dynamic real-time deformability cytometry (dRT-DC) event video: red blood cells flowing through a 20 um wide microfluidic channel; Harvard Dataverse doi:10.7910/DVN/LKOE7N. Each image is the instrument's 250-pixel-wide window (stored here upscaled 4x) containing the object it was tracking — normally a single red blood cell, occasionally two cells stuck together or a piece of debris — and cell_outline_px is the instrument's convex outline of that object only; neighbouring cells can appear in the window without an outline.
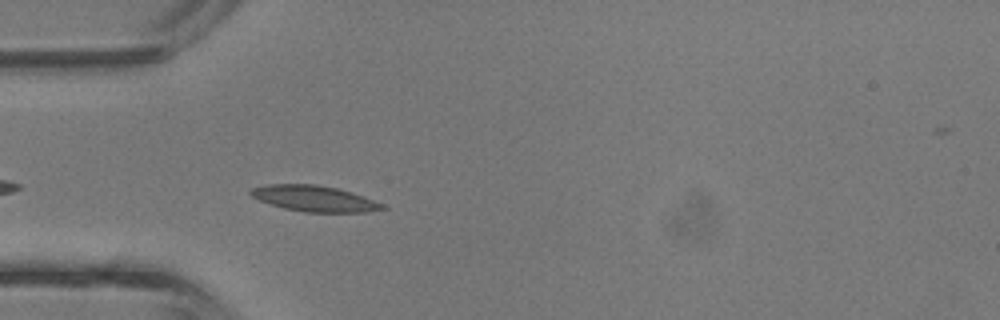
{"species": "common noctule bat (a hibernating species)", "species_latin": "Nyctalus noctula", "temperature_condition": "room temperature", "stored_images_in_passage": 32, "camera_frame_rate_fps": 3000, "um_per_image_px": 0.085, "animal": {"sex": "male", "body_mass_g": 13.3}, "frame": {"image": 1, "passage_image": 3, "time_ms": 0.667, "image_size_px": [1000, 320], "cell_outline_px": [[388, 208], [368, 212], [304, 212], [284, 208], [260, 200], [252, 196], [248, 192], [252, 188], [268, 184], [316, 184], [336, 188], [364, 196], [384, 204]], "centroid_in_image_um": [26.75, 16.88], "position_along_channel_um": 58.3, "area_um2": 19.77}}
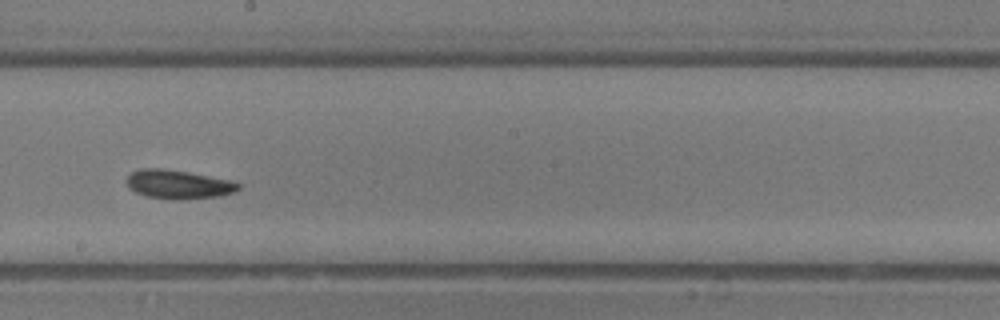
{"frame": {"image": 2, "passage_image": 14, "time_ms": 4.333, "image_size_px": [1000, 320], "cell_outline_px": [[240, 188], [236, 192], [220, 196], [188, 200], [168, 200], [148, 196], [136, 192], [128, 188], [128, 176], [132, 172], [140, 168], [160, 168], [188, 172], [228, 180], [240, 184]], "centroid_in_image_um": [15.17, 15.69], "position_along_channel_um": 233.0, "area_um2": 18.84}}
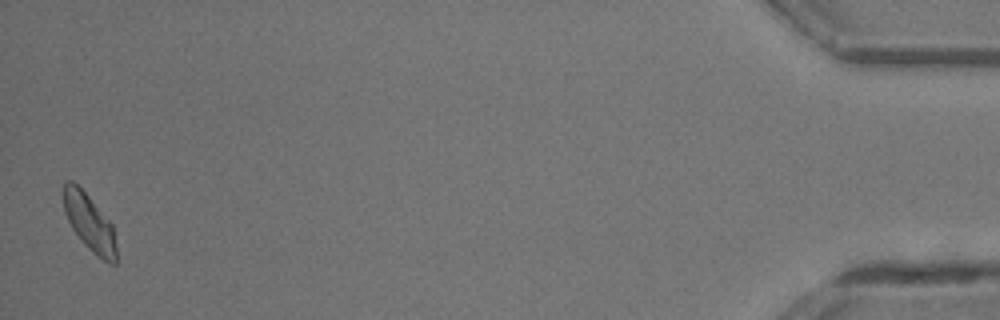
{"frame": {"image": 3, "passage_image": 32, "time_ms": 10.333, "image_size_px": [1000, 320], "cell_outline_px": [[116, 264], [108, 264], [96, 256], [84, 244], [72, 228], [64, 212], [64, 184], [68, 180], [72, 180], [88, 196], [112, 224], [116, 244]], "centroid_in_image_um": [7.62, 18.97], "position_along_channel_um": 427.6, "area_um2": 17.28}, "authors_computed_cell_mechanics": {"area_um2": 17.918, "velocity_mm_per_s": 4.8586, "shape_relaxation_time_tau1_ms": null, "shape_relaxation_time_tau2_ms": 6.0341, "deformation_change_tau1": null, "deformation_change_tau2": 0.1353}}